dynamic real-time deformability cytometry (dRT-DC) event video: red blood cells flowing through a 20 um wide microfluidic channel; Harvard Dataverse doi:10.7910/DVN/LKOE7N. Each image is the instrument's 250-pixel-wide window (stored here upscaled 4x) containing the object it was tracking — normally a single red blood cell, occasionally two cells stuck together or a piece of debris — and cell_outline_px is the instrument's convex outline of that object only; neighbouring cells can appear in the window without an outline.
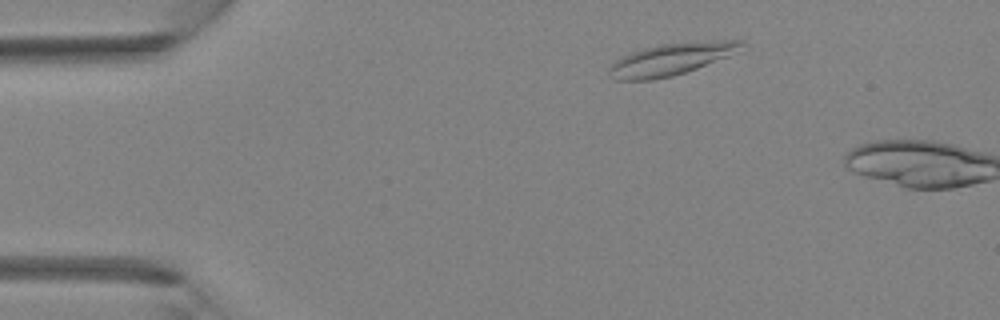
{"species": "Egyptian fruit bat (a non-hibernating species)", "species_latin": "Rousettus aegyptiacus", "temperature_condition": "room temperature", "stored_images_in_passage": 2, "camera_frame_rate_fps": 3000, "um_per_image_px": 0.085, "animal": {"sex": "female"}, "frame": {"image": 1, "passage_image": 1, "time_ms": 0.0, "image_size_px": [1000, 320], "cell_outline_px": [[748, 44], [740, 52], [696, 68], [672, 76], [652, 80], [616, 80], [608, 76], [608, 68], [612, 60], [620, 56], [644, 48], [660, 44], [720, 40], [744, 40]], "centroid_in_image_um": [57.05, 5.02], "position_along_channel_um": 28.0, "area_um2": 25.03}}